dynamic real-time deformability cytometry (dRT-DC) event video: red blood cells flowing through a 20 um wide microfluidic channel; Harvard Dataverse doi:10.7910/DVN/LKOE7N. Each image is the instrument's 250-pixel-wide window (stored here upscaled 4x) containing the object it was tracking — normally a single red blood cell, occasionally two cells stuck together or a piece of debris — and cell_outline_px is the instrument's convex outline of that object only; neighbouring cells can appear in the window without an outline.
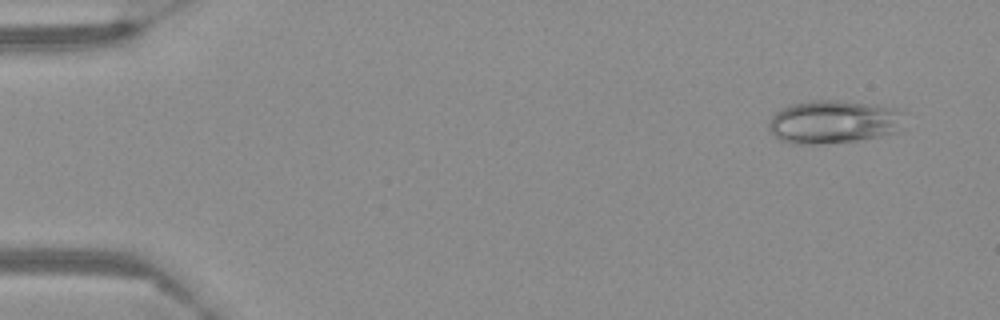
{"species": "Egyptian fruit bat (a non-hibernating species)", "species_latin": "Rousettus aegyptiacus", "temperature_condition": "warm", "stored_images_in_passage": 58, "camera_frame_rate_fps": 3000, "um_per_image_px": 0.085, "frame": {"image": 1, "passage_image": 4, "time_ms": 1.0, "image_size_px": [1000, 320], "cell_outline_px": [[904, 112], [900, 132], [880, 136], [856, 140], [820, 144], [796, 144], [780, 140], [768, 128], [768, 120], [780, 108], [788, 104], [816, 100], [836, 100], [876, 104], [900, 108]], "centroid_in_image_um": [70.88, 10.34], "position_along_channel_um": 14.1, "area_um2": 34.62}}
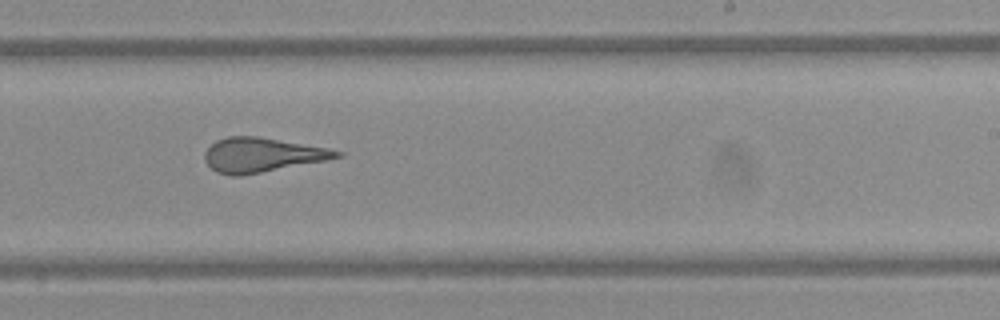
{"frame": {"image": 2, "passage_image": 36, "time_ms": 11.667, "image_size_px": [1000, 320], "cell_outline_px": [[344, 156], [328, 160], [240, 176], [232, 176], [216, 172], [204, 160], [204, 152], [216, 140], [228, 136], [256, 136], [328, 148], [344, 152]], "centroid_in_image_um": [22.28, 13.17], "position_along_channel_um": 266.7, "area_um2": 26.41}}
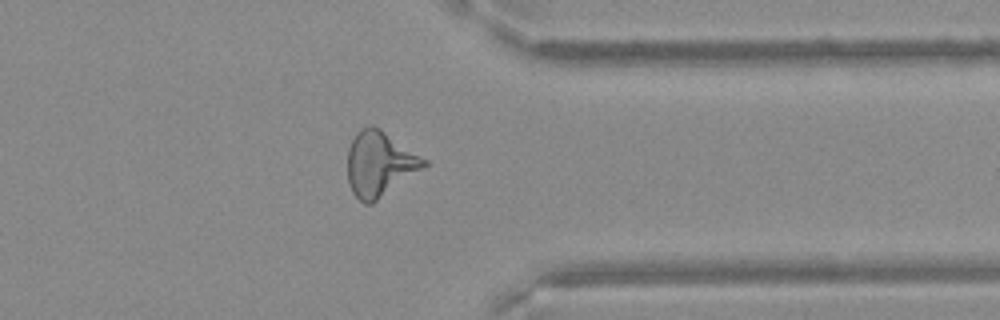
{"frame": {"image": 3, "passage_image": 46, "time_ms": 15.0, "image_size_px": [1000, 320], "cell_outline_px": [[432, 164], [372, 204], [364, 204], [352, 192], [348, 180], [348, 148], [356, 132], [360, 128], [368, 124], [372, 124], [380, 128], [428, 160]], "centroid_in_image_um": [32.31, 13.92], "position_along_channel_um": 379.1, "area_um2": 29.48}}